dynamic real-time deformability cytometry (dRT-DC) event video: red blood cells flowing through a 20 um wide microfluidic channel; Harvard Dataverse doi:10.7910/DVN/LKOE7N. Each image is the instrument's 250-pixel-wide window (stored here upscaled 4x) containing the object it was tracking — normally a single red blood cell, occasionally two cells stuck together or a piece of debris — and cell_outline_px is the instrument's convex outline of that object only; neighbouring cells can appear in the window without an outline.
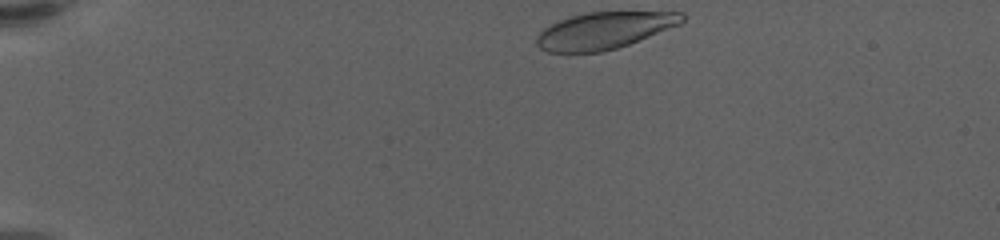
{"species": "human", "species_latin": "Homo sapiens", "temperature_condition": "warm", "stored_images_in_passage": 41, "camera_frame_rate_fps": 3000, "um_per_image_px": 0.085, "donor": {"sex": "female"}, "frame": {"image": 1, "passage_image": 1, "time_ms": 0.0, "image_size_px": [1000, 240], "cell_outline_px": [[684, 20], [680, 24], [628, 44], [616, 48], [600, 52], [548, 52], [540, 48], [536, 44], [536, 36], [544, 28], [560, 20], [572, 16], [588, 12], [684, 12]], "centroid_in_image_um": [51.34, 2.59], "position_along_channel_um": 33.7, "area_um2": 30.81}}
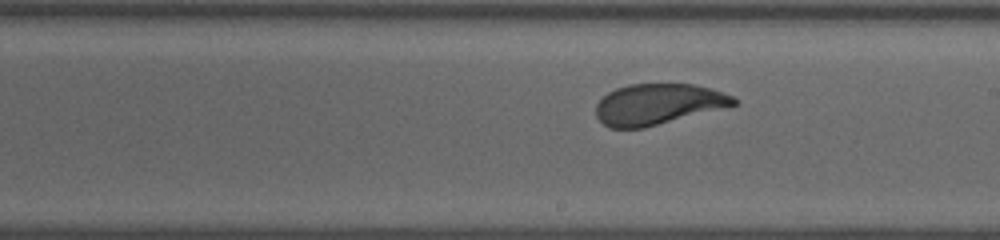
{"frame": {"image": 2, "passage_image": 25, "time_ms": 8.0, "image_size_px": [1000, 240], "cell_outline_px": [[740, 100], [736, 104], [644, 128], [608, 128], [596, 116], [596, 104], [608, 92], [616, 88], [628, 84], [692, 84], [708, 88], [732, 96]], "centroid_in_image_um": [55.88, 8.86], "position_along_channel_um": 233.1, "area_um2": 32.37}}
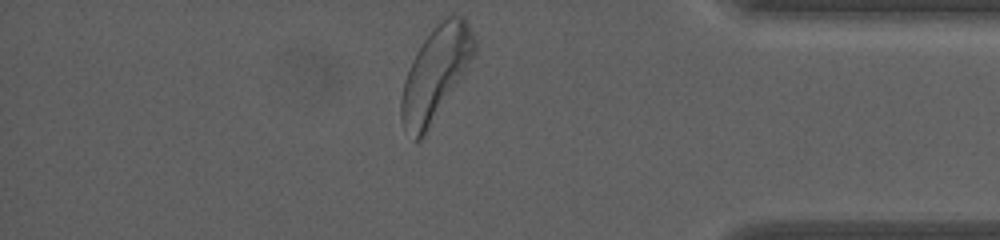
{"frame": {"image": 3, "passage_image": 41, "time_ms": 13.333, "image_size_px": [1000, 240], "cell_outline_px": [[476, 52], [464, 72], [424, 136], [420, 140], [412, 140], [404, 128], [400, 116], [400, 100], [404, 80], [412, 60], [416, 52], [424, 40], [440, 20], [452, 12], [464, 16], [476, 40]], "centroid_in_image_um": [37.02, 6.22], "position_along_channel_um": 398.2, "area_um2": 39.36}, "authors_computed_cell_mechanics": {"area_um2": 33.8708, "velocity_mm_per_s": 3.4892, "shape_relaxation_time_tau1_ms": 3.9815, "shape_relaxation_time_tau2_ms": 0.8438, "deformation_change_tau1": 0.1707, "deformation_change_tau2": 0.0715}}